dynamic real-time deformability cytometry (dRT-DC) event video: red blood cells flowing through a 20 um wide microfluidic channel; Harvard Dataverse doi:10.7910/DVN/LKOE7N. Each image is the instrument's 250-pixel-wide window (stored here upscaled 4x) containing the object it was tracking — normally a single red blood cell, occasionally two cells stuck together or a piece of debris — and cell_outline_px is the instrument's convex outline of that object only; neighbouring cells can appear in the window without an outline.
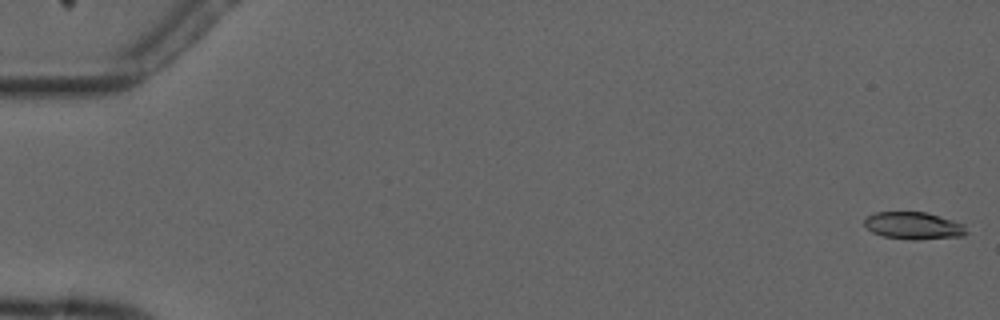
{"species": "common noctule bat (a hibernating species)", "species_latin": "Nyctalus noctula", "temperature_condition": "cold", "stored_images_in_passage": 7, "camera_frame_rate_fps": 3000, "um_per_image_px": 0.085, "animal": {"sex": "male", "forearm_length_mm": 52.5}, "frame": {"image": 1, "passage_image": 1, "time_ms": 0.0, "image_size_px": [1000, 320], "cell_outline_px": [[968, 232], [964, 236], [916, 240], [908, 240], [884, 236], [872, 232], [864, 224], [864, 220], [868, 216], [876, 212], [924, 212], [940, 216], [964, 224]], "centroid_in_image_um": [77.68, 19.19], "position_along_channel_um": 7.3, "area_um2": 16.24}}
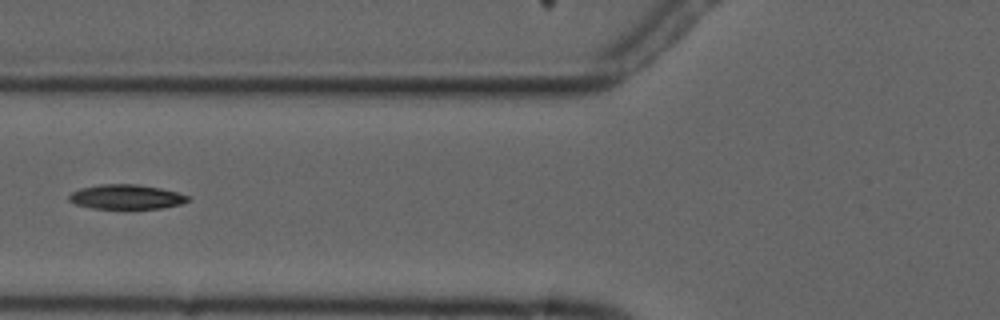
{"frame": {"image": 2, "passage_image": 7, "time_ms": 7.0, "image_size_px": [1000, 320], "cell_outline_px": [[192, 200], [180, 204], [160, 208], [92, 208], [76, 204], [68, 200], [68, 196], [72, 192], [80, 188], [100, 184], [136, 184], [160, 188], [176, 192], [188, 196]], "centroid_in_image_um": [10.72, 16.72], "position_along_channel_um": 115.1, "area_um2": 16.88}}